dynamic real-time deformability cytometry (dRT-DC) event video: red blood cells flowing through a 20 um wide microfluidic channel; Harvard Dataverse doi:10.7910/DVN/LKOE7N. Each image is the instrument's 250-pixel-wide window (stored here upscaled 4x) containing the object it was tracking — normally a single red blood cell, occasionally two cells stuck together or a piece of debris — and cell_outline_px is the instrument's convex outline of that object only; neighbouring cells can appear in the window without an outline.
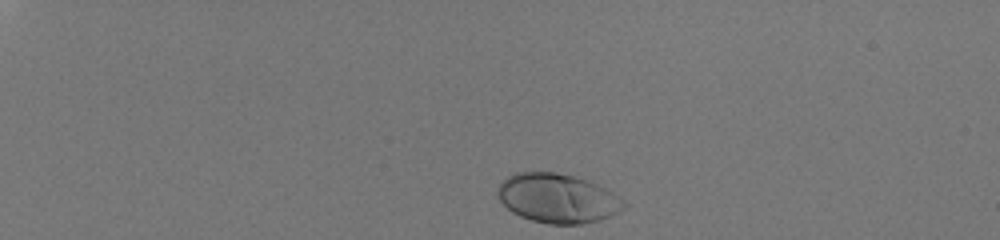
{"species": "human", "species_latin": "Homo sapiens", "temperature_condition": "room temperature", "stored_images_in_passage": 36, "camera_frame_rate_fps": 3000, "um_per_image_px": 0.085, "donor": {"sex": "male"}, "frame": {"image": 1, "passage_image": 1, "time_ms": 0.0, "image_size_px": [1000, 240], "cell_outline_px": [[628, 204], [624, 208], [600, 220], [580, 224], [548, 224], [532, 220], [520, 216], [512, 212], [500, 200], [496, 192], [496, 188], [508, 176], [516, 172], [556, 172], [572, 176], [596, 184], [612, 192], [624, 200]], "centroid_in_image_um": [47.37, 16.86], "position_along_channel_um": 37.6, "area_um2": 35.95}}
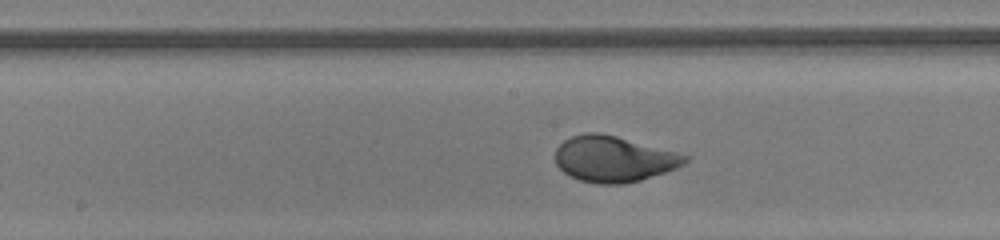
{"frame": {"image": 2, "passage_image": 21, "time_ms": 6.667, "image_size_px": [1000, 240], "cell_outline_px": [[688, 160], [684, 164], [676, 168], [640, 180], [624, 184], [600, 184], [580, 180], [568, 176], [556, 164], [556, 148], [564, 140], [572, 136], [584, 132], [600, 132], [616, 136], [676, 152], [688, 156]], "centroid_in_image_um": [52.13, 13.51], "position_along_channel_um": 196.1, "area_um2": 34.51}}
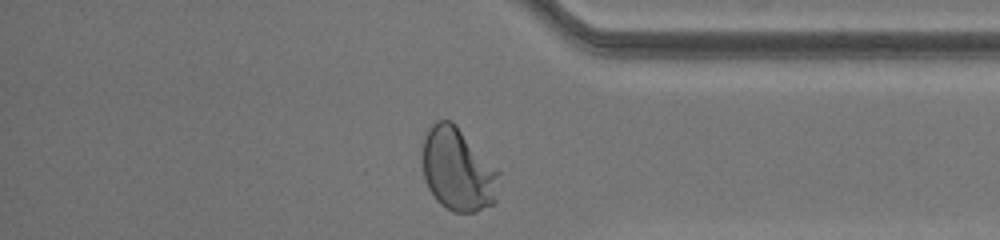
{"frame": {"image": 3, "passage_image": 36, "time_ms": 11.667, "image_size_px": [1000, 240], "cell_outline_px": [[500, 172], [496, 200], [492, 204], [476, 212], [452, 212], [440, 204], [436, 200], [428, 188], [424, 176], [424, 136], [428, 128], [436, 120], [452, 120], [456, 124]], "centroid_in_image_um": [38.92, 14.42], "position_along_channel_um": 396.3, "area_um2": 36.93}, "authors_computed_cell_mechanics": {"area_um2": 34.5355, "velocity_mm_per_s": 4.0564, "shape_relaxation_time_tau1_ms": 2.8843, "shape_relaxation_time_tau2_ms": null, "deformation_change_tau1": 0.171, "deformation_change_tau2": null}}